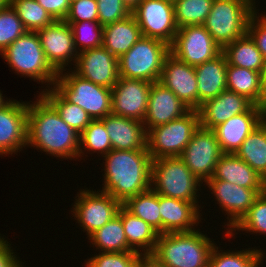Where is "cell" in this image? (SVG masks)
<instances>
[{
	"label": "cell",
	"mask_w": 266,
	"mask_h": 267,
	"mask_svg": "<svg viewBox=\"0 0 266 267\" xmlns=\"http://www.w3.org/2000/svg\"><path fill=\"white\" fill-rule=\"evenodd\" d=\"M40 96L37 102L28 104L27 146L60 158L79 157L83 154L80 133L63 121L56 109Z\"/></svg>",
	"instance_id": "1"
},
{
	"label": "cell",
	"mask_w": 266,
	"mask_h": 267,
	"mask_svg": "<svg viewBox=\"0 0 266 267\" xmlns=\"http://www.w3.org/2000/svg\"><path fill=\"white\" fill-rule=\"evenodd\" d=\"M103 192L122 204L131 197L149 190L152 161L148 150H115L105 156Z\"/></svg>",
	"instance_id": "2"
},
{
	"label": "cell",
	"mask_w": 266,
	"mask_h": 267,
	"mask_svg": "<svg viewBox=\"0 0 266 267\" xmlns=\"http://www.w3.org/2000/svg\"><path fill=\"white\" fill-rule=\"evenodd\" d=\"M214 247L198 230L159 234L152 253L165 267H208Z\"/></svg>",
	"instance_id": "3"
},
{
	"label": "cell",
	"mask_w": 266,
	"mask_h": 267,
	"mask_svg": "<svg viewBox=\"0 0 266 267\" xmlns=\"http://www.w3.org/2000/svg\"><path fill=\"white\" fill-rule=\"evenodd\" d=\"M254 12L251 0H214L203 26L223 49L247 34Z\"/></svg>",
	"instance_id": "4"
},
{
	"label": "cell",
	"mask_w": 266,
	"mask_h": 267,
	"mask_svg": "<svg viewBox=\"0 0 266 267\" xmlns=\"http://www.w3.org/2000/svg\"><path fill=\"white\" fill-rule=\"evenodd\" d=\"M169 53L170 46L164 41L142 36L118 58L119 77L157 82Z\"/></svg>",
	"instance_id": "5"
},
{
	"label": "cell",
	"mask_w": 266,
	"mask_h": 267,
	"mask_svg": "<svg viewBox=\"0 0 266 267\" xmlns=\"http://www.w3.org/2000/svg\"><path fill=\"white\" fill-rule=\"evenodd\" d=\"M151 187L157 194L174 199L197 202V186L201 181L185 165L180 156L161 157L152 161Z\"/></svg>",
	"instance_id": "6"
},
{
	"label": "cell",
	"mask_w": 266,
	"mask_h": 267,
	"mask_svg": "<svg viewBox=\"0 0 266 267\" xmlns=\"http://www.w3.org/2000/svg\"><path fill=\"white\" fill-rule=\"evenodd\" d=\"M1 55L16 73L42 83L50 82L49 84L54 86L58 73L47 62L37 32L27 31L10 44Z\"/></svg>",
	"instance_id": "7"
},
{
	"label": "cell",
	"mask_w": 266,
	"mask_h": 267,
	"mask_svg": "<svg viewBox=\"0 0 266 267\" xmlns=\"http://www.w3.org/2000/svg\"><path fill=\"white\" fill-rule=\"evenodd\" d=\"M54 85L68 102L83 108L92 120L103 119L111 113L110 88L97 85L75 72L65 75L59 72Z\"/></svg>",
	"instance_id": "8"
},
{
	"label": "cell",
	"mask_w": 266,
	"mask_h": 267,
	"mask_svg": "<svg viewBox=\"0 0 266 267\" xmlns=\"http://www.w3.org/2000/svg\"><path fill=\"white\" fill-rule=\"evenodd\" d=\"M198 110H189L180 118L147 130V150L155 160L181 156L194 132L199 128Z\"/></svg>",
	"instance_id": "9"
},
{
	"label": "cell",
	"mask_w": 266,
	"mask_h": 267,
	"mask_svg": "<svg viewBox=\"0 0 266 267\" xmlns=\"http://www.w3.org/2000/svg\"><path fill=\"white\" fill-rule=\"evenodd\" d=\"M221 52L222 49L203 25L178 28L170 45L171 54L194 67L215 58Z\"/></svg>",
	"instance_id": "10"
},
{
	"label": "cell",
	"mask_w": 266,
	"mask_h": 267,
	"mask_svg": "<svg viewBox=\"0 0 266 267\" xmlns=\"http://www.w3.org/2000/svg\"><path fill=\"white\" fill-rule=\"evenodd\" d=\"M138 23L141 34L173 43L178 27L174 18V5L170 0H142L131 13Z\"/></svg>",
	"instance_id": "11"
},
{
	"label": "cell",
	"mask_w": 266,
	"mask_h": 267,
	"mask_svg": "<svg viewBox=\"0 0 266 267\" xmlns=\"http://www.w3.org/2000/svg\"><path fill=\"white\" fill-rule=\"evenodd\" d=\"M223 154L214 131L199 126L180 157L203 183L213 177L216 164Z\"/></svg>",
	"instance_id": "12"
},
{
	"label": "cell",
	"mask_w": 266,
	"mask_h": 267,
	"mask_svg": "<svg viewBox=\"0 0 266 267\" xmlns=\"http://www.w3.org/2000/svg\"><path fill=\"white\" fill-rule=\"evenodd\" d=\"M101 192V193H99ZM83 190L74 204V216L90 236L118 215L122 203L103 191ZM80 195V196H79Z\"/></svg>",
	"instance_id": "13"
},
{
	"label": "cell",
	"mask_w": 266,
	"mask_h": 267,
	"mask_svg": "<svg viewBox=\"0 0 266 267\" xmlns=\"http://www.w3.org/2000/svg\"><path fill=\"white\" fill-rule=\"evenodd\" d=\"M37 34L47 62L57 73H63L68 62L77 59L79 51L74 44L71 26L65 20H55Z\"/></svg>",
	"instance_id": "14"
},
{
	"label": "cell",
	"mask_w": 266,
	"mask_h": 267,
	"mask_svg": "<svg viewBox=\"0 0 266 267\" xmlns=\"http://www.w3.org/2000/svg\"><path fill=\"white\" fill-rule=\"evenodd\" d=\"M151 85L145 80L119 77L111 89V113L143 122Z\"/></svg>",
	"instance_id": "15"
},
{
	"label": "cell",
	"mask_w": 266,
	"mask_h": 267,
	"mask_svg": "<svg viewBox=\"0 0 266 267\" xmlns=\"http://www.w3.org/2000/svg\"><path fill=\"white\" fill-rule=\"evenodd\" d=\"M74 72L97 85L110 88L119 79L118 58L103 46L79 52Z\"/></svg>",
	"instance_id": "16"
},
{
	"label": "cell",
	"mask_w": 266,
	"mask_h": 267,
	"mask_svg": "<svg viewBox=\"0 0 266 267\" xmlns=\"http://www.w3.org/2000/svg\"><path fill=\"white\" fill-rule=\"evenodd\" d=\"M190 110H198V88L195 67L169 53L163 63L159 80Z\"/></svg>",
	"instance_id": "17"
},
{
	"label": "cell",
	"mask_w": 266,
	"mask_h": 267,
	"mask_svg": "<svg viewBox=\"0 0 266 267\" xmlns=\"http://www.w3.org/2000/svg\"><path fill=\"white\" fill-rule=\"evenodd\" d=\"M266 118V108L252 105L216 126L213 131L223 153H235L247 136Z\"/></svg>",
	"instance_id": "18"
},
{
	"label": "cell",
	"mask_w": 266,
	"mask_h": 267,
	"mask_svg": "<svg viewBox=\"0 0 266 267\" xmlns=\"http://www.w3.org/2000/svg\"><path fill=\"white\" fill-rule=\"evenodd\" d=\"M209 189L215 194L219 205L228 213L229 226L233 228L248 212L255 199L266 189H249L222 180H208Z\"/></svg>",
	"instance_id": "19"
},
{
	"label": "cell",
	"mask_w": 266,
	"mask_h": 267,
	"mask_svg": "<svg viewBox=\"0 0 266 267\" xmlns=\"http://www.w3.org/2000/svg\"><path fill=\"white\" fill-rule=\"evenodd\" d=\"M28 103L11 101L0 109V155L13 154L27 145Z\"/></svg>",
	"instance_id": "20"
},
{
	"label": "cell",
	"mask_w": 266,
	"mask_h": 267,
	"mask_svg": "<svg viewBox=\"0 0 266 267\" xmlns=\"http://www.w3.org/2000/svg\"><path fill=\"white\" fill-rule=\"evenodd\" d=\"M189 110L170 89L159 81L153 82L149 92L146 117L143 121L145 129L147 131L150 128L167 124L180 118Z\"/></svg>",
	"instance_id": "21"
},
{
	"label": "cell",
	"mask_w": 266,
	"mask_h": 267,
	"mask_svg": "<svg viewBox=\"0 0 266 267\" xmlns=\"http://www.w3.org/2000/svg\"><path fill=\"white\" fill-rule=\"evenodd\" d=\"M252 105L245 96L226 89L199 107L200 126L213 130L229 118L246 112Z\"/></svg>",
	"instance_id": "22"
},
{
	"label": "cell",
	"mask_w": 266,
	"mask_h": 267,
	"mask_svg": "<svg viewBox=\"0 0 266 267\" xmlns=\"http://www.w3.org/2000/svg\"><path fill=\"white\" fill-rule=\"evenodd\" d=\"M100 120L108 132L112 149L147 150V131L143 122L113 113Z\"/></svg>",
	"instance_id": "23"
},
{
	"label": "cell",
	"mask_w": 266,
	"mask_h": 267,
	"mask_svg": "<svg viewBox=\"0 0 266 267\" xmlns=\"http://www.w3.org/2000/svg\"><path fill=\"white\" fill-rule=\"evenodd\" d=\"M196 203L159 195L161 234L195 230L192 227L200 219Z\"/></svg>",
	"instance_id": "24"
},
{
	"label": "cell",
	"mask_w": 266,
	"mask_h": 267,
	"mask_svg": "<svg viewBox=\"0 0 266 267\" xmlns=\"http://www.w3.org/2000/svg\"><path fill=\"white\" fill-rule=\"evenodd\" d=\"M249 189H266V180L234 153H224L218 160L213 177Z\"/></svg>",
	"instance_id": "25"
},
{
	"label": "cell",
	"mask_w": 266,
	"mask_h": 267,
	"mask_svg": "<svg viewBox=\"0 0 266 267\" xmlns=\"http://www.w3.org/2000/svg\"><path fill=\"white\" fill-rule=\"evenodd\" d=\"M198 88V109L207 100L227 89V59L223 52L215 58L195 66Z\"/></svg>",
	"instance_id": "26"
},
{
	"label": "cell",
	"mask_w": 266,
	"mask_h": 267,
	"mask_svg": "<svg viewBox=\"0 0 266 267\" xmlns=\"http://www.w3.org/2000/svg\"><path fill=\"white\" fill-rule=\"evenodd\" d=\"M227 89L245 96L254 105L266 108V91L261 72L227 64Z\"/></svg>",
	"instance_id": "27"
},
{
	"label": "cell",
	"mask_w": 266,
	"mask_h": 267,
	"mask_svg": "<svg viewBox=\"0 0 266 267\" xmlns=\"http://www.w3.org/2000/svg\"><path fill=\"white\" fill-rule=\"evenodd\" d=\"M141 37L140 27L131 14L123 20L104 26L102 46L119 58L128 52Z\"/></svg>",
	"instance_id": "28"
},
{
	"label": "cell",
	"mask_w": 266,
	"mask_h": 267,
	"mask_svg": "<svg viewBox=\"0 0 266 267\" xmlns=\"http://www.w3.org/2000/svg\"><path fill=\"white\" fill-rule=\"evenodd\" d=\"M118 215L121 217L128 245L138 253H140V248H145L143 250L144 254H152L156 247L159 233L144 220L131 214L123 206L120 208Z\"/></svg>",
	"instance_id": "29"
},
{
	"label": "cell",
	"mask_w": 266,
	"mask_h": 267,
	"mask_svg": "<svg viewBox=\"0 0 266 267\" xmlns=\"http://www.w3.org/2000/svg\"><path fill=\"white\" fill-rule=\"evenodd\" d=\"M222 52L226 56L227 64L261 72L264 68V58L257 48L255 41L247 33L234 42L227 44Z\"/></svg>",
	"instance_id": "30"
},
{
	"label": "cell",
	"mask_w": 266,
	"mask_h": 267,
	"mask_svg": "<svg viewBox=\"0 0 266 267\" xmlns=\"http://www.w3.org/2000/svg\"><path fill=\"white\" fill-rule=\"evenodd\" d=\"M266 180V118L234 153Z\"/></svg>",
	"instance_id": "31"
},
{
	"label": "cell",
	"mask_w": 266,
	"mask_h": 267,
	"mask_svg": "<svg viewBox=\"0 0 266 267\" xmlns=\"http://www.w3.org/2000/svg\"><path fill=\"white\" fill-rule=\"evenodd\" d=\"M94 244L102 252H136L127 242L121 217L115 216L103 227L89 236Z\"/></svg>",
	"instance_id": "32"
},
{
	"label": "cell",
	"mask_w": 266,
	"mask_h": 267,
	"mask_svg": "<svg viewBox=\"0 0 266 267\" xmlns=\"http://www.w3.org/2000/svg\"><path fill=\"white\" fill-rule=\"evenodd\" d=\"M122 206L134 216L144 220L161 234L159 194L152 188L134 197L128 198Z\"/></svg>",
	"instance_id": "33"
},
{
	"label": "cell",
	"mask_w": 266,
	"mask_h": 267,
	"mask_svg": "<svg viewBox=\"0 0 266 267\" xmlns=\"http://www.w3.org/2000/svg\"><path fill=\"white\" fill-rule=\"evenodd\" d=\"M52 89V90H51ZM40 93L59 113L70 127L81 133L92 121L88 113L80 106L68 102L55 88Z\"/></svg>",
	"instance_id": "34"
},
{
	"label": "cell",
	"mask_w": 266,
	"mask_h": 267,
	"mask_svg": "<svg viewBox=\"0 0 266 267\" xmlns=\"http://www.w3.org/2000/svg\"><path fill=\"white\" fill-rule=\"evenodd\" d=\"M214 0H174V18L178 28L203 25Z\"/></svg>",
	"instance_id": "35"
},
{
	"label": "cell",
	"mask_w": 266,
	"mask_h": 267,
	"mask_svg": "<svg viewBox=\"0 0 266 267\" xmlns=\"http://www.w3.org/2000/svg\"><path fill=\"white\" fill-rule=\"evenodd\" d=\"M9 3L27 31L37 32L55 21L36 0H10Z\"/></svg>",
	"instance_id": "36"
},
{
	"label": "cell",
	"mask_w": 266,
	"mask_h": 267,
	"mask_svg": "<svg viewBox=\"0 0 266 267\" xmlns=\"http://www.w3.org/2000/svg\"><path fill=\"white\" fill-rule=\"evenodd\" d=\"M262 256L258 249L219 253L218 247L214 245L208 267H258L262 263Z\"/></svg>",
	"instance_id": "37"
},
{
	"label": "cell",
	"mask_w": 266,
	"mask_h": 267,
	"mask_svg": "<svg viewBox=\"0 0 266 267\" xmlns=\"http://www.w3.org/2000/svg\"><path fill=\"white\" fill-rule=\"evenodd\" d=\"M68 24L71 26L73 32L75 47L77 45L82 46L80 48L81 50H79L80 52L102 46L104 26L98 21H83Z\"/></svg>",
	"instance_id": "38"
},
{
	"label": "cell",
	"mask_w": 266,
	"mask_h": 267,
	"mask_svg": "<svg viewBox=\"0 0 266 267\" xmlns=\"http://www.w3.org/2000/svg\"><path fill=\"white\" fill-rule=\"evenodd\" d=\"M27 32L17 12L9 3L0 9V53Z\"/></svg>",
	"instance_id": "39"
},
{
	"label": "cell",
	"mask_w": 266,
	"mask_h": 267,
	"mask_svg": "<svg viewBox=\"0 0 266 267\" xmlns=\"http://www.w3.org/2000/svg\"><path fill=\"white\" fill-rule=\"evenodd\" d=\"M80 146L85 147L84 149L87 148L86 150L89 151H99V153L101 152L104 155L112 150L108 132L100 119L92 120L80 133Z\"/></svg>",
	"instance_id": "40"
},
{
	"label": "cell",
	"mask_w": 266,
	"mask_h": 267,
	"mask_svg": "<svg viewBox=\"0 0 266 267\" xmlns=\"http://www.w3.org/2000/svg\"><path fill=\"white\" fill-rule=\"evenodd\" d=\"M251 231L266 234V191L260 194L249 208L248 212L233 227L236 230Z\"/></svg>",
	"instance_id": "41"
},
{
	"label": "cell",
	"mask_w": 266,
	"mask_h": 267,
	"mask_svg": "<svg viewBox=\"0 0 266 267\" xmlns=\"http://www.w3.org/2000/svg\"><path fill=\"white\" fill-rule=\"evenodd\" d=\"M140 254L138 252H102L88 259L86 267H134Z\"/></svg>",
	"instance_id": "42"
},
{
	"label": "cell",
	"mask_w": 266,
	"mask_h": 267,
	"mask_svg": "<svg viewBox=\"0 0 266 267\" xmlns=\"http://www.w3.org/2000/svg\"><path fill=\"white\" fill-rule=\"evenodd\" d=\"M97 5L98 22L102 26L123 20L131 15L122 0H97Z\"/></svg>",
	"instance_id": "43"
},
{
	"label": "cell",
	"mask_w": 266,
	"mask_h": 267,
	"mask_svg": "<svg viewBox=\"0 0 266 267\" xmlns=\"http://www.w3.org/2000/svg\"><path fill=\"white\" fill-rule=\"evenodd\" d=\"M65 21L67 23L98 21L97 0H77L71 2Z\"/></svg>",
	"instance_id": "44"
},
{
	"label": "cell",
	"mask_w": 266,
	"mask_h": 267,
	"mask_svg": "<svg viewBox=\"0 0 266 267\" xmlns=\"http://www.w3.org/2000/svg\"><path fill=\"white\" fill-rule=\"evenodd\" d=\"M256 13L254 12L249 20L247 33L255 41L263 58L266 59V15L259 19Z\"/></svg>",
	"instance_id": "45"
},
{
	"label": "cell",
	"mask_w": 266,
	"mask_h": 267,
	"mask_svg": "<svg viewBox=\"0 0 266 267\" xmlns=\"http://www.w3.org/2000/svg\"><path fill=\"white\" fill-rule=\"evenodd\" d=\"M54 20H65L70 9V0H36Z\"/></svg>",
	"instance_id": "46"
},
{
	"label": "cell",
	"mask_w": 266,
	"mask_h": 267,
	"mask_svg": "<svg viewBox=\"0 0 266 267\" xmlns=\"http://www.w3.org/2000/svg\"><path fill=\"white\" fill-rule=\"evenodd\" d=\"M8 243L0 236V267H22L21 261L13 255L14 253Z\"/></svg>",
	"instance_id": "47"
},
{
	"label": "cell",
	"mask_w": 266,
	"mask_h": 267,
	"mask_svg": "<svg viewBox=\"0 0 266 267\" xmlns=\"http://www.w3.org/2000/svg\"><path fill=\"white\" fill-rule=\"evenodd\" d=\"M134 267H165V266L152 254H143L141 252Z\"/></svg>",
	"instance_id": "48"
},
{
	"label": "cell",
	"mask_w": 266,
	"mask_h": 267,
	"mask_svg": "<svg viewBox=\"0 0 266 267\" xmlns=\"http://www.w3.org/2000/svg\"><path fill=\"white\" fill-rule=\"evenodd\" d=\"M122 2L132 13L133 10L142 2V0H122Z\"/></svg>",
	"instance_id": "49"
},
{
	"label": "cell",
	"mask_w": 266,
	"mask_h": 267,
	"mask_svg": "<svg viewBox=\"0 0 266 267\" xmlns=\"http://www.w3.org/2000/svg\"><path fill=\"white\" fill-rule=\"evenodd\" d=\"M262 75V83H263V87L266 91V59L264 60V68H263V71L261 73Z\"/></svg>",
	"instance_id": "50"
},
{
	"label": "cell",
	"mask_w": 266,
	"mask_h": 267,
	"mask_svg": "<svg viewBox=\"0 0 266 267\" xmlns=\"http://www.w3.org/2000/svg\"><path fill=\"white\" fill-rule=\"evenodd\" d=\"M2 97H3L2 93L0 92V109L4 108L6 105H8L11 102V100L4 101Z\"/></svg>",
	"instance_id": "51"
},
{
	"label": "cell",
	"mask_w": 266,
	"mask_h": 267,
	"mask_svg": "<svg viewBox=\"0 0 266 267\" xmlns=\"http://www.w3.org/2000/svg\"><path fill=\"white\" fill-rule=\"evenodd\" d=\"M10 0H0V9L7 6Z\"/></svg>",
	"instance_id": "52"
},
{
	"label": "cell",
	"mask_w": 266,
	"mask_h": 267,
	"mask_svg": "<svg viewBox=\"0 0 266 267\" xmlns=\"http://www.w3.org/2000/svg\"><path fill=\"white\" fill-rule=\"evenodd\" d=\"M252 1H253V0H251V5H252V7H253V10L256 11V9H254V7H255V6H254V5H255L254 3H255V2H252Z\"/></svg>",
	"instance_id": "53"
}]
</instances>
